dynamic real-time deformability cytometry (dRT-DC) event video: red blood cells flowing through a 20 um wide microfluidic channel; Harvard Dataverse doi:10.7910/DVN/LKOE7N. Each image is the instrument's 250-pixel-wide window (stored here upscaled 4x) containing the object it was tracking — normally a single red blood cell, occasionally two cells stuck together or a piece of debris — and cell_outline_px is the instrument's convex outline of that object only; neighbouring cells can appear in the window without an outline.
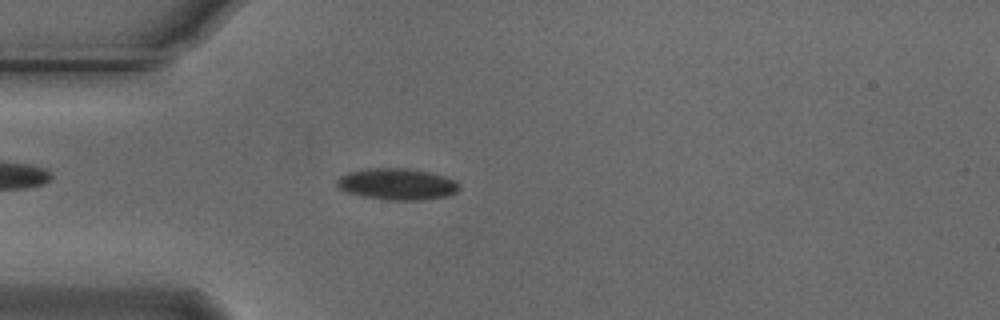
{"species": "Egyptian fruit bat (a non-hibernating species)", "species_latin": "Rousettus aegyptiacus", "temperature_condition": "cold", "stored_images_in_passage": 37, "camera_frame_rate_fps": 3000, "um_per_image_px": 0.085, "animal": {"sex": "male"}, "frame": {"image": 1, "passage_image": 13, "time_ms": 4.0, "image_size_px": [1000, 320], "cell_outline_px": [[460, 188], [456, 192], [448, 196], [420, 200], [388, 200], [360, 196], [344, 192], [336, 184], [336, 180], [340, 176], [348, 172], [368, 168], [408, 168], [428, 172], [444, 176], [456, 180], [460, 184]], "centroid_in_image_um": [33.74, 15.65], "position_along_channel_um": 51.3, "area_um2": 22.66}}
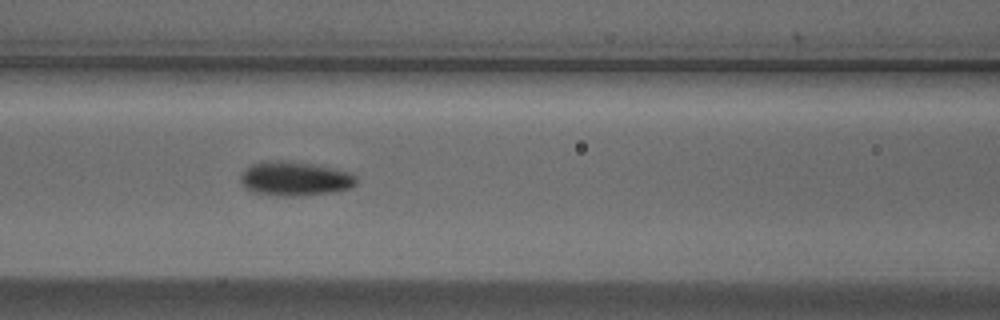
{"frame": {"image": 2, "passage_image": 21, "time_ms": 6.667, "image_size_px": [1000, 320], "cell_outline_px": [[360, 180], [352, 188], [328, 192], [296, 196], [280, 196], [252, 192], [244, 188], [240, 184], [240, 176], [252, 164], [260, 160], [284, 160], [316, 164], [336, 168], [352, 172]], "centroid_in_image_um": [25.08, 15.17], "position_along_channel_um": 141.5, "area_um2": 23.58}}
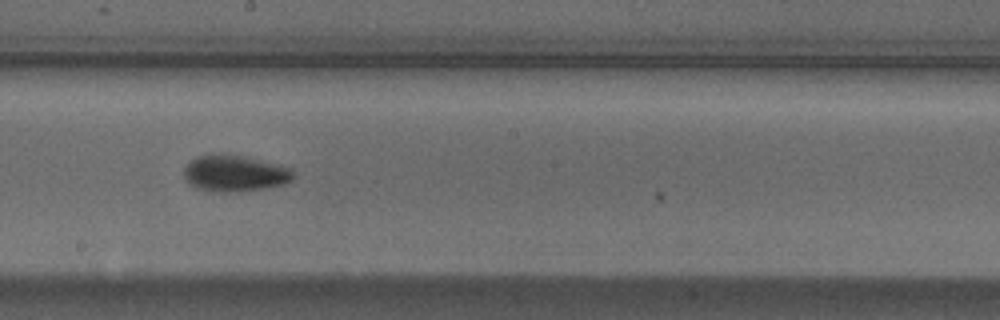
{"frame": {"image": 3, "passage_image": 28, "time_ms": 9.0, "image_size_px": [1000, 320], "cell_outline_px": [[296, 176], [292, 180], [284, 184], [264, 188], [236, 192], [212, 192], [196, 188], [188, 184], [184, 180], [184, 168], [196, 156], [212, 152], [220, 152], [280, 164], [292, 168], [296, 172]], "centroid_in_image_um": [19.94, 14.72], "position_along_channel_um": 228.3, "area_um2": 23.81}}